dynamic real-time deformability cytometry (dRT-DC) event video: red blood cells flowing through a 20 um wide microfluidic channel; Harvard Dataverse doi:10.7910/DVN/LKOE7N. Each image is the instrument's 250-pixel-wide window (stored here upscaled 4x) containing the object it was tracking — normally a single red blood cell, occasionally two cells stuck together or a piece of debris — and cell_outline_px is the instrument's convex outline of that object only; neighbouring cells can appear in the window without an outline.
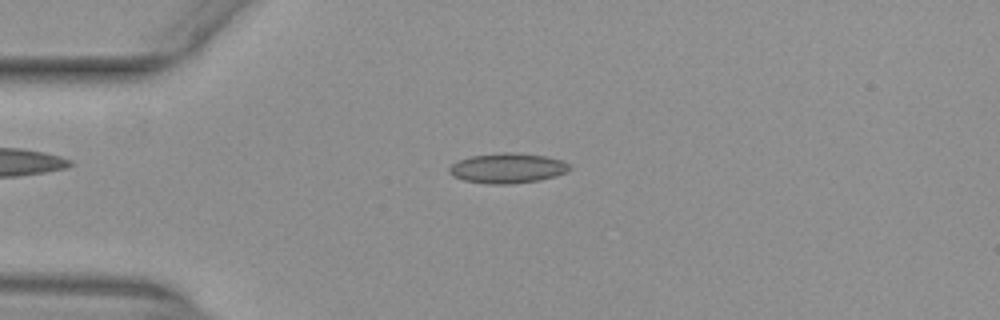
{"species": "common noctule bat (a hibernating species)", "species_latin": "Nyctalus noctula", "temperature_condition": "warm", "stored_images_in_passage": 46, "camera_frame_rate_fps": 3000, "um_per_image_px": 0.085, "animal": {"sex": "female", "body_mass_g": 29.2, "forearm_length_mm": 56.3}, "frame": {"image": 1, "passage_image": 13, "time_ms": 4.0, "image_size_px": [1000, 320], "cell_outline_px": [[572, 168], [556, 176], [540, 180], [512, 184], [488, 184], [464, 180], [452, 176], [448, 172], [448, 168], [452, 164], [460, 160], [472, 156], [500, 152], [516, 152], [548, 156], [564, 160]], "centroid_in_image_um": [43.16, 14.29], "position_along_channel_um": 41.8, "area_um2": 21.27}}
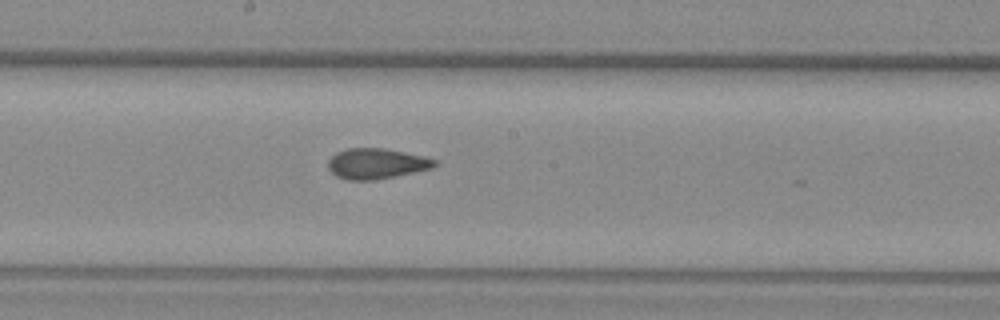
{"frame": {"image": 2, "passage_image": 28, "time_ms": 9.0, "image_size_px": [1000, 320], "cell_outline_px": [[436, 164], [432, 168], [376, 180], [348, 180], [336, 176], [328, 168], [328, 160], [336, 152], [348, 148], [384, 148], [424, 156], [436, 160]], "centroid_in_image_um": [31.97, 13.9], "position_along_channel_um": 216.2, "area_um2": 18.84}}
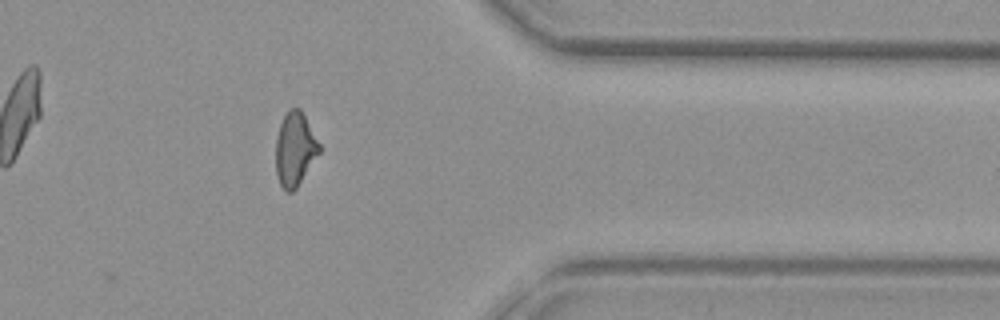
{"frame": {"image": 3, "passage_image": 42, "time_ms": 13.667, "image_size_px": [1000, 320], "cell_outline_px": [[320, 152], [296, 188], [292, 192], [288, 192], [280, 184], [276, 176], [276, 136], [280, 124], [288, 108], [300, 108], [320, 144]], "centroid_in_image_um": [25.06, 12.67], "position_along_channel_um": 386.3, "area_um2": 18.55}, "authors_computed_cell_mechanics": {"area_um2": 19.2185, "velocity_mm_per_s": 3.9899, "shape_relaxation_time_tau1_ms": null, "shape_relaxation_time_tau2_ms": 1.7388, "deformation_change_tau1": null, "deformation_change_tau2": 0.0811}}